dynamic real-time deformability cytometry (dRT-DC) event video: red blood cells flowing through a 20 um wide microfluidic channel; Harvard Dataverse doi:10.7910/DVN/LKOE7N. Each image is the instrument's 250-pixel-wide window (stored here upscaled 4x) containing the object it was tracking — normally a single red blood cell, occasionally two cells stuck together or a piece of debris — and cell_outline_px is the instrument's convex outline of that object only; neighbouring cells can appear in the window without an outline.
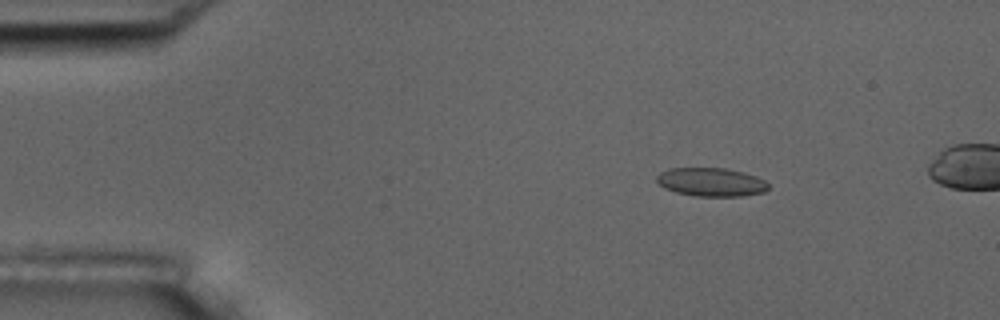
{"species": "common noctule bat (a hibernating species)", "species_latin": "Nyctalus noctula", "temperature_condition": "room temperature", "stored_images_in_passage": 16, "camera_frame_rate_fps": 3000, "um_per_image_px": 0.085, "animal": {"sex": "male", "body_mass_g": 17.5, "forearm_length_mm": 52.3}, "frame": {"image": 1, "passage_image": 3, "time_ms": 2.333, "image_size_px": [1000, 320], "cell_outline_px": [[768, 188], [764, 192], [740, 196], [692, 196], [676, 192], [664, 188], [656, 180], [656, 176], [660, 172], [668, 168], [724, 168], [744, 172], [756, 176], [764, 180], [768, 184]], "centroid_in_image_um": [60.42, 15.47], "position_along_channel_um": 24.6, "area_um2": 18.61}, "authors_computed_cell_mechanics": {"area_um2": 18.2648, "velocity_mm_per_s": 3.6489, "shape_relaxation_time_tau1_ms": 3.976, "shape_relaxation_time_tau2_ms": 0.9047, "deformation_change_tau1": 0.0823, "deformation_change_tau2": 0.0484}}